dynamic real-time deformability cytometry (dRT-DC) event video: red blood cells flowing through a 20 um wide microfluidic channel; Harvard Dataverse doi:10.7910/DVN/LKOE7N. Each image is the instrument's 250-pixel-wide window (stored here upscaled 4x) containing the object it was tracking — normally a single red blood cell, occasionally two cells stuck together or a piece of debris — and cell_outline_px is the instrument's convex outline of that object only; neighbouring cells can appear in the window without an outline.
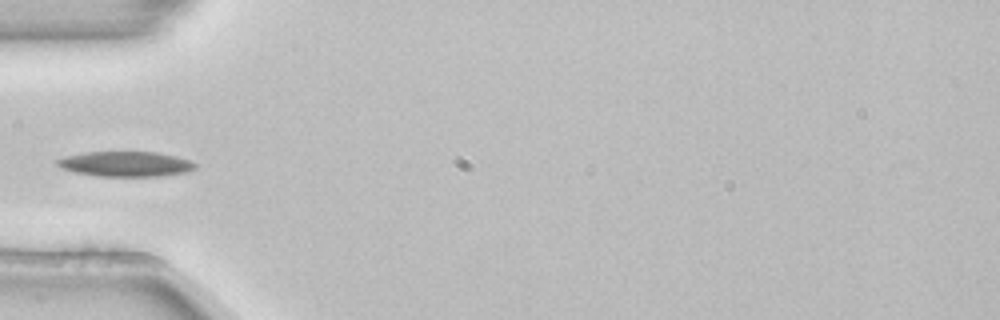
{"species": "common noctule bat (a hibernating species)", "species_latin": "Nyctalus noctula", "temperature_condition": "room temperature", "stored_images_in_passage": 3, "camera_frame_rate_fps": 3000, "um_per_image_px": 0.085, "animal": {"sex": "female", "body_mass_g": 22.7, "forearm_length_mm": 54.2}, "frame": {"image": 1, "passage_image": 3, "time_ms": 0.667, "image_size_px": [1000, 320], "cell_outline_px": [[196, 168], [188, 172], [164, 176], [100, 176], [76, 172], [60, 168], [56, 164], [56, 160], [64, 156], [84, 152], [156, 152], [176, 156], [188, 160], [196, 164]], "centroid_in_image_um": [10.68, 13.94], "position_along_channel_um": 74.3, "area_um2": 20.23}}